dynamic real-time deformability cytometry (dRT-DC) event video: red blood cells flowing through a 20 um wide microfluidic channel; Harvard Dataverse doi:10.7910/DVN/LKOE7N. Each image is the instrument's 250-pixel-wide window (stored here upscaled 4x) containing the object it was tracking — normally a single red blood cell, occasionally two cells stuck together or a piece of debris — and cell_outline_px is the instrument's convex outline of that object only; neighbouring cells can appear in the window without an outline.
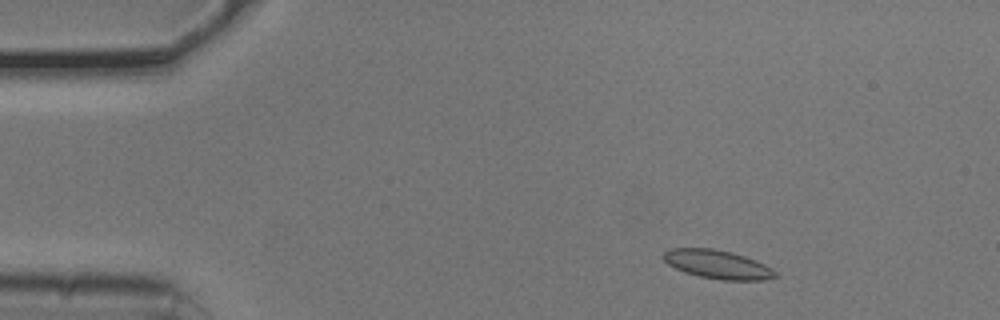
{"species": "common noctule bat (a hibernating species)", "species_latin": "Nyctalus noctula", "temperature_condition": "cold", "stored_images_in_passage": 48, "camera_frame_rate_fps": 3000, "um_per_image_px": 0.085, "animal": {"sex": "male", "body_mass_g": 20.5, "forearm_length_mm": 52.5}, "frame": {"image": 1, "passage_image": 2, "time_ms": 0.333, "image_size_px": [1000, 320], "cell_outline_px": [[780, 276], [764, 280], [724, 280], [700, 276], [684, 272], [668, 264], [660, 256], [664, 252], [672, 248], [712, 248], [732, 252], [756, 260], [772, 268]], "centroid_in_image_um": [61.0, 22.47], "position_along_channel_um": 24.0, "area_um2": 18.73}}
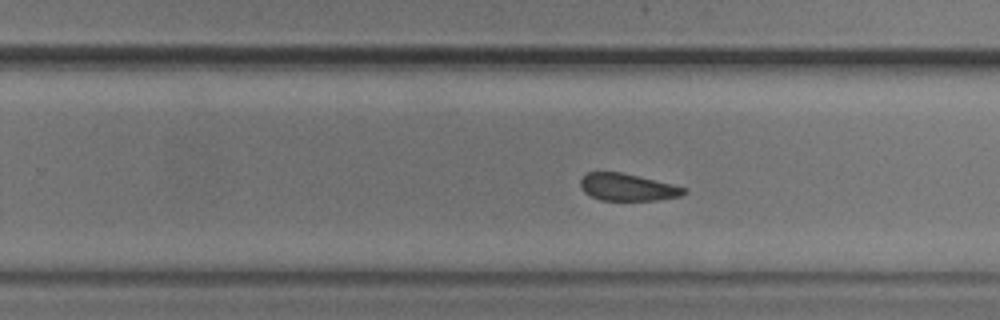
{"frame": {"image": 2, "passage_image": 28, "time_ms": 9.0, "image_size_px": [1000, 320], "cell_outline_px": [[688, 192], [680, 196], [656, 200], [600, 200], [584, 192], [580, 188], [580, 180], [588, 172], [620, 172], [672, 184], [688, 188]], "centroid_in_image_um": [53.34, 15.92], "position_along_channel_um": 276.5, "area_um2": 16.3}}
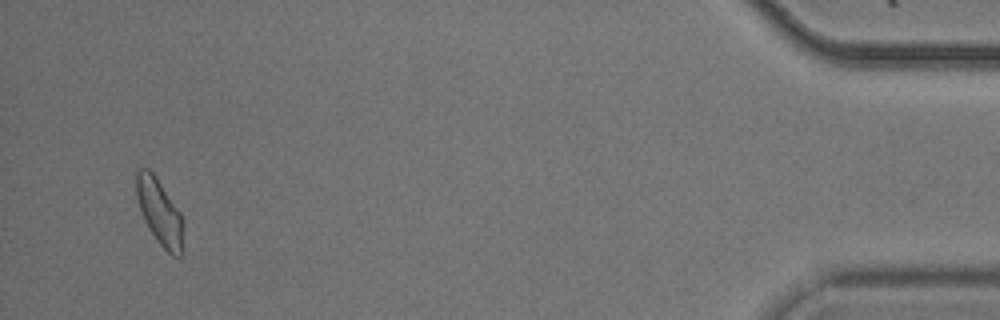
{"frame": {"image": 3, "passage_image": 46, "time_ms": 15.0, "image_size_px": [1000, 320], "cell_outline_px": [[184, 224], [180, 256], [172, 256], [160, 244], [148, 228], [144, 220], [136, 196], [136, 172], [140, 168], [148, 168], [156, 176], [180, 212], [184, 220]], "centroid_in_image_um": [13.56, 18.0], "position_along_channel_um": 421.6, "area_um2": 17.92}, "authors_computed_cell_mechanics": {"area_um2": 17.9469, "velocity_mm_per_s": 3.7341, "shape_relaxation_time_tau1_ms": 4.3164, "shape_relaxation_time_tau2_ms": 1.8577, "deformation_change_tau1": 0.0904, "deformation_change_tau2": 0.0847}}